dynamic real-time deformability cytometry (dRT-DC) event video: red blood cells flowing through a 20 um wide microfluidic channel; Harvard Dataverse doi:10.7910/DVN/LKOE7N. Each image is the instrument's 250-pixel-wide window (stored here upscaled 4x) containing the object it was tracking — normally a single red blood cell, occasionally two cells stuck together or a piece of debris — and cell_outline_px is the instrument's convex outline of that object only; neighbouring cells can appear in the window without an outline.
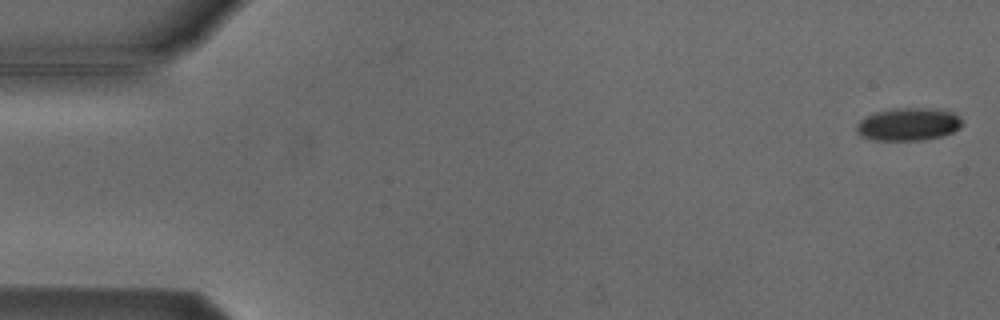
{"species": "Egyptian fruit bat (a non-hibernating species)", "species_latin": "Rousettus aegyptiacus", "temperature_condition": "cold", "stored_images_in_passage": 4, "camera_frame_rate_fps": 3000, "um_per_image_px": 0.085, "animal": {"sex": "male"}, "frame": {"image": 1, "passage_image": 1, "time_ms": 0.0, "image_size_px": [1000, 320], "cell_outline_px": [[964, 124], [960, 128], [952, 132], [940, 136], [924, 140], [872, 140], [860, 136], [856, 132], [856, 124], [860, 120], [876, 112], [896, 108], [940, 108], [952, 112]], "centroid_in_image_um": [77.2, 10.56], "position_along_channel_um": 7.8, "area_um2": 20.23}}